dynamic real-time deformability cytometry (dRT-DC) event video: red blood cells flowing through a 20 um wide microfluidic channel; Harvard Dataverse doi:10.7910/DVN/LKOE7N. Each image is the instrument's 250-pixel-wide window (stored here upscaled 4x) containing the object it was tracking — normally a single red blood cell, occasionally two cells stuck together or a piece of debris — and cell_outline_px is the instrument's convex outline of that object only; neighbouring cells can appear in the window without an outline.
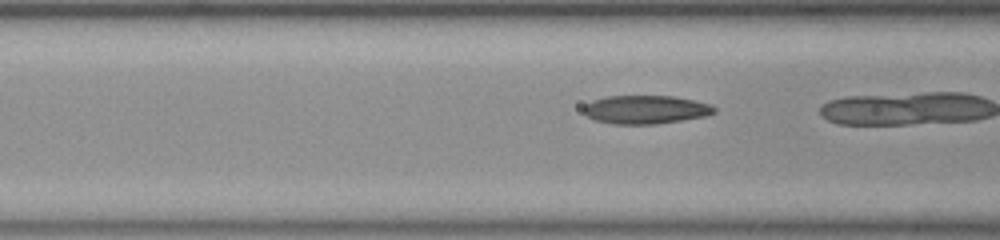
{"species": "common noctule bat (a hibernating species)", "species_latin": "Nyctalus noctula", "temperature_condition": "room temperature", "stored_images_in_passage": 24, "camera_frame_rate_fps": 3000, "um_per_image_px": 0.085, "animal": {"sex": "female", "body_mass_g": 23.0, "forearm_length_mm": 53.4}, "frame": {"image": 1, "passage_image": 18, "time_ms": 5.667, "image_size_px": [1000, 240], "cell_outline_px": [[716, 112], [704, 116], [656, 124], [616, 124], [596, 120], [588, 116], [584, 112], [584, 104], [592, 100], [604, 96], [672, 96], [712, 104], [716, 108]], "centroid_in_image_um": [54.87, 9.3], "position_along_channel_um": 111.7, "area_um2": 21.56}}